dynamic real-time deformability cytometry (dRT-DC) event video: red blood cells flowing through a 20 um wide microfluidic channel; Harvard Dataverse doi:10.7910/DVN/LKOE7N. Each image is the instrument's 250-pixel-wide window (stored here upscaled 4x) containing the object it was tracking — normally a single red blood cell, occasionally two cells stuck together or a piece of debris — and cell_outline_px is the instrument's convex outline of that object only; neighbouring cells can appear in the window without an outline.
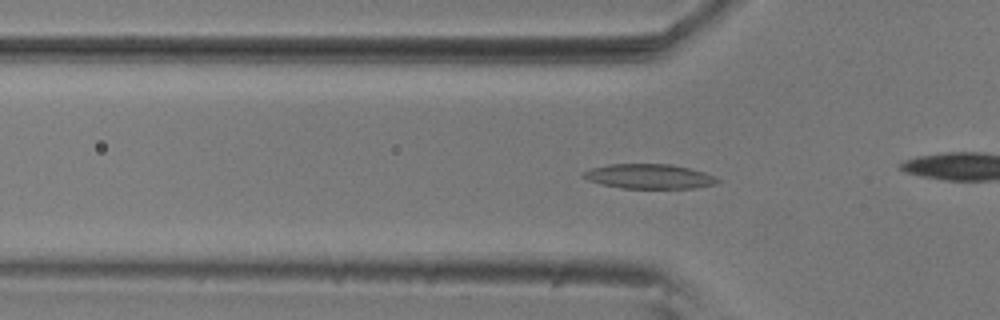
{"species": "common noctule bat (a hibernating species)", "species_latin": "Nyctalus noctula", "temperature_condition": "room temperature", "stored_images_in_passage": 46, "camera_frame_rate_fps": 3000, "um_per_image_px": 0.085, "animal": {"sex": "male", "body_mass_g": 20.5, "forearm_length_mm": 52.5}, "frame": {"image": 1, "passage_image": 18, "time_ms": 5.667, "image_size_px": [1000, 320], "cell_outline_px": [[720, 180], [716, 184], [696, 188], [620, 188], [600, 184], [588, 180], [580, 176], [580, 172], [592, 168], [608, 164], [668, 164], [688, 168], [704, 172]], "centroid_in_image_um": [55.11, 15.0], "position_along_channel_um": 70.7, "area_um2": 19.31}}
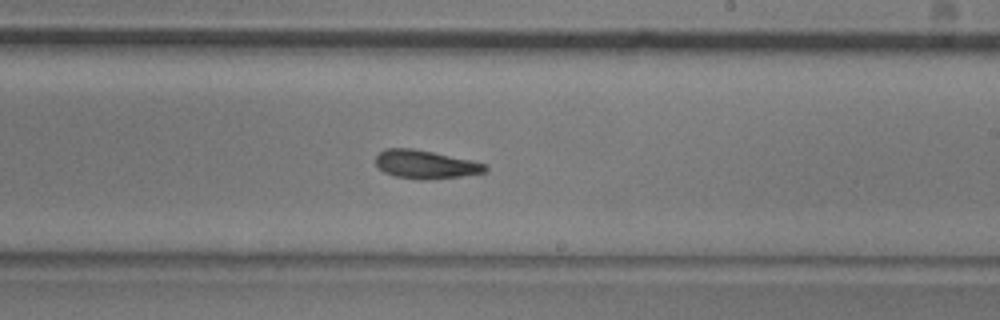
{"frame": {"image": 2, "passage_image": 33, "time_ms": 10.667, "image_size_px": [1000, 320], "cell_outline_px": [[488, 168], [484, 172], [460, 176], [424, 180], [420, 180], [396, 176], [384, 172], [376, 164], [376, 156], [380, 152], [388, 148], [412, 148], [472, 160], [484, 164]], "centroid_in_image_um": [36.15, 13.97], "position_along_channel_um": 252.9, "area_um2": 17.86}}
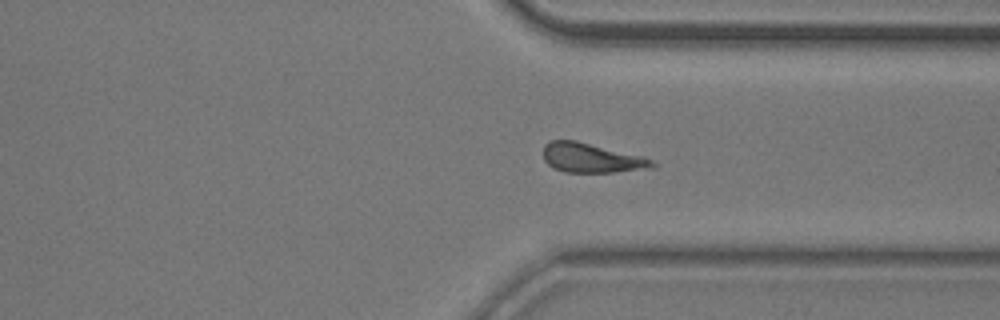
{"frame": {"image": 3, "passage_image": 42, "time_ms": 13.667, "image_size_px": [1000, 320], "cell_outline_px": [[656, 168], [612, 172], [564, 172], [552, 168], [544, 160], [544, 144], [552, 140], [576, 140], [644, 156], [652, 160], [656, 164]], "centroid_in_image_um": [50.3, 13.43], "position_along_channel_um": 361.1, "area_um2": 18.9}}